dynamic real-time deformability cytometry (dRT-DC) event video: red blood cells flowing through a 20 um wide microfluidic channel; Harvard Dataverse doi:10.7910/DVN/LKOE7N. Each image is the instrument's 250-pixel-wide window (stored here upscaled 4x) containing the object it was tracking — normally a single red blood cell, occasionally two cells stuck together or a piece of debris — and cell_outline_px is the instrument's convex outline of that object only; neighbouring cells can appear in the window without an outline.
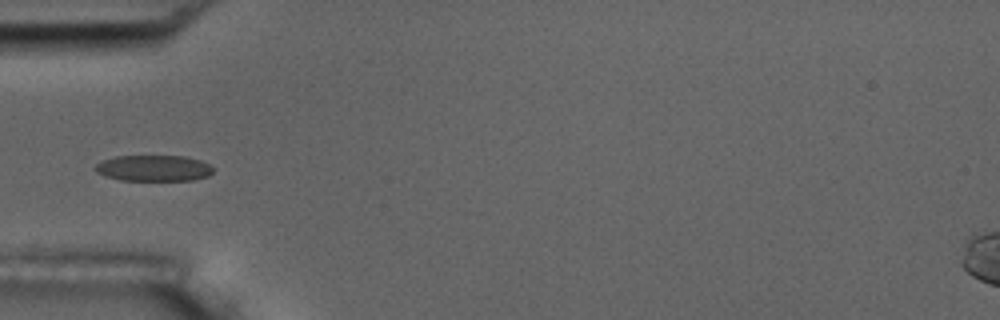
{"species": "common noctule bat (a hibernating species)", "species_latin": "Nyctalus noctula", "temperature_condition": "room temperature", "stored_images_in_passage": 9, "camera_frame_rate_fps": 3000, "um_per_image_px": 0.085, "animal": {"sex": "male", "body_mass_g": 17.5, "forearm_length_mm": 52.3}, "frame": {"image": 1, "passage_image": 5, "time_ms": 5.667, "image_size_px": [1000, 320], "cell_outline_px": [[216, 168], [208, 176], [192, 180], [120, 180], [104, 176], [96, 172], [92, 168], [100, 160], [116, 156], [184, 156], [200, 160]], "centroid_in_image_um": [13.02, 14.29], "position_along_channel_um": 72.0, "area_um2": 18.09}}
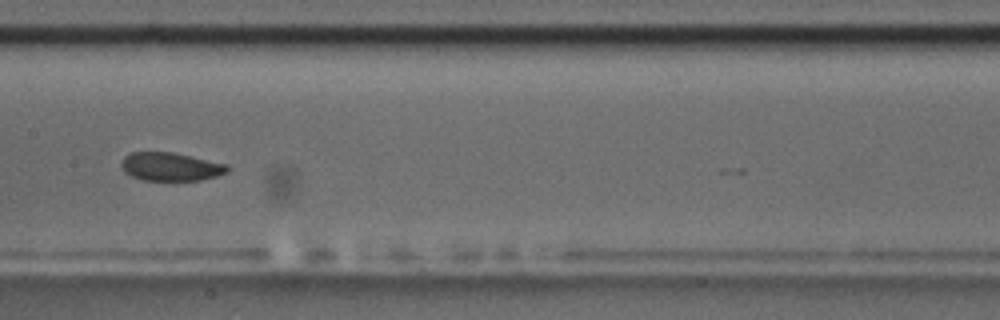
{"frame": {"image": 2, "passage_image": 8, "time_ms": 9.0, "image_size_px": [1000, 320], "cell_outline_px": [[232, 168], [228, 172], [216, 176], [200, 180], [144, 180], [132, 176], [124, 172], [120, 164], [124, 156], [128, 152], [172, 152], [228, 164]], "centroid_in_image_um": [14.51, 14.16], "position_along_channel_um": 192.9, "area_um2": 17.63}}